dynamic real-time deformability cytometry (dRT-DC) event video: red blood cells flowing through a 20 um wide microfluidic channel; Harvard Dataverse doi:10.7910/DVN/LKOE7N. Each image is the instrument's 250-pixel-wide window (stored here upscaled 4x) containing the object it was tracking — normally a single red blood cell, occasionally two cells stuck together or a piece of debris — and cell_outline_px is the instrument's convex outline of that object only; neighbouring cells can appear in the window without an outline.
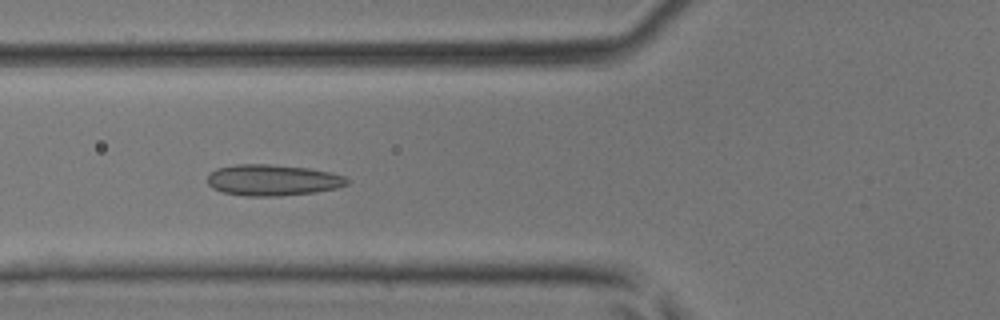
{"species": "common noctule bat (a hibernating species)", "species_latin": "Nyctalus noctula", "temperature_condition": "room temperature", "stored_images_in_passage": 43, "camera_frame_rate_fps": 3000, "um_per_image_px": 0.085, "animal": {"sex": "male", "body_mass_g": 17.9, "forearm_length_mm": 54.2}, "frame": {"image": 1, "passage_image": 16, "time_ms": 5.0, "image_size_px": [1000, 320], "cell_outline_px": [[348, 184], [336, 188], [316, 192], [280, 196], [244, 196], [224, 192], [212, 188], [208, 184], [208, 176], [216, 168], [236, 164], [268, 164], [308, 168], [332, 172], [344, 176], [348, 180]], "centroid_in_image_um": [23.18, 15.31], "position_along_channel_um": 102.6, "area_um2": 25.37}}
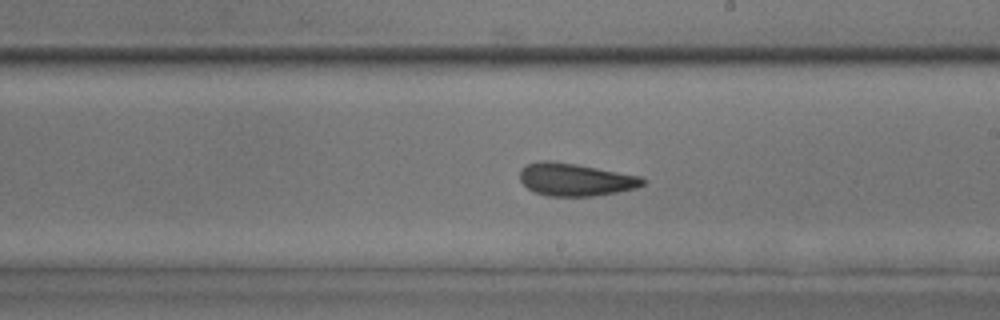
{"frame": {"image": 2, "passage_image": 25, "time_ms": 8.0, "image_size_px": [1000, 320], "cell_outline_px": [[648, 180], [644, 184], [636, 188], [616, 192], [592, 196], [548, 196], [536, 192], [528, 188], [520, 180], [520, 168], [524, 164], [536, 160], [552, 160], [576, 164], [640, 176]], "centroid_in_image_um": [48.87, 15.24], "position_along_channel_um": 240.1, "area_um2": 23.52}}
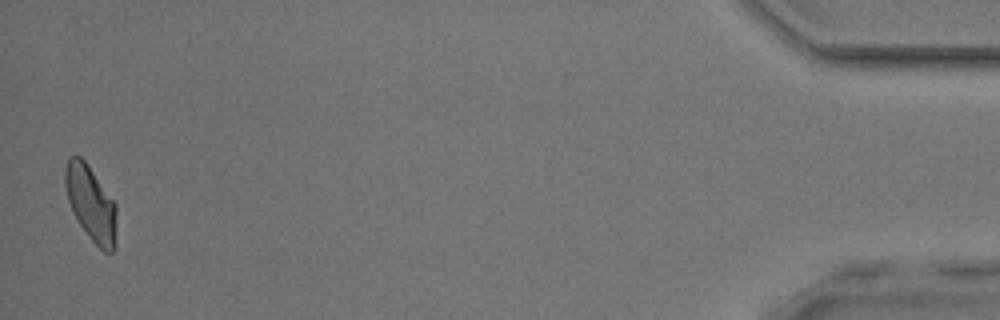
{"frame": {"image": 3, "passage_image": 43, "time_ms": 14.0, "image_size_px": [1000, 320], "cell_outline_px": [[116, 248], [112, 252], [104, 252], [88, 236], [72, 212], [68, 200], [64, 184], [64, 168], [68, 156], [80, 156], [84, 160], [116, 204]], "centroid_in_image_um": [7.72, 17.3], "position_along_channel_um": 427.5, "area_um2": 22.54}}